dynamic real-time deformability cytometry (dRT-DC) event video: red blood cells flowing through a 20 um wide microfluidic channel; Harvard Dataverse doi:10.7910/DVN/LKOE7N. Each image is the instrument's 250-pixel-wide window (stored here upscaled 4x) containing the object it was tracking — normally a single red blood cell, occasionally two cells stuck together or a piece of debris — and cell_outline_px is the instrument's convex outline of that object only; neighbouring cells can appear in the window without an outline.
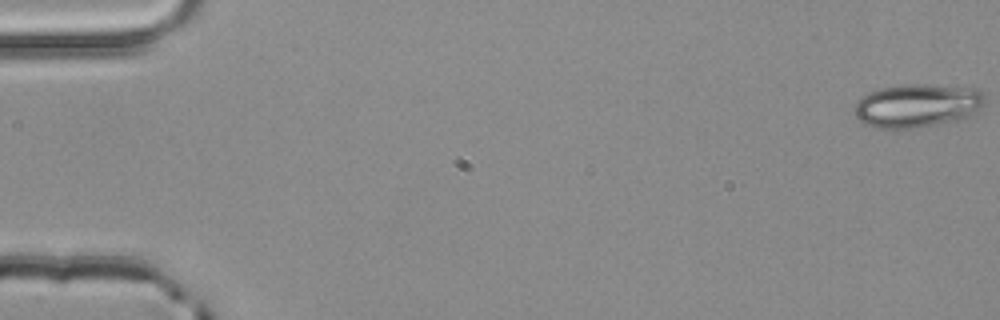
{"species": "common noctule bat (a hibernating species)", "species_latin": "Nyctalus noctula", "temperature_condition": "room temperature", "stored_images_in_passage": 3, "segment_of_instrument_passage": [2, 2], "camera_frame_rate_fps": 3000, "um_per_image_px": 0.085, "animal": {"sex": "male", "body_mass_g": 20.4}, "frame": {"image": 1, "passage_image": 3, "time_ms": 0.667, "image_size_px": [1000, 320], "cell_outline_px": [[984, 104], [980, 108], [968, 116], [960, 120], [916, 128], [872, 128], [864, 124], [856, 116], [856, 100], [860, 96], [868, 92], [880, 88], [900, 84], [928, 84], [980, 88], [984, 92]], "centroid_in_image_um": [77.97, 8.96], "position_along_channel_um": 7.0, "area_um2": 33.52}}